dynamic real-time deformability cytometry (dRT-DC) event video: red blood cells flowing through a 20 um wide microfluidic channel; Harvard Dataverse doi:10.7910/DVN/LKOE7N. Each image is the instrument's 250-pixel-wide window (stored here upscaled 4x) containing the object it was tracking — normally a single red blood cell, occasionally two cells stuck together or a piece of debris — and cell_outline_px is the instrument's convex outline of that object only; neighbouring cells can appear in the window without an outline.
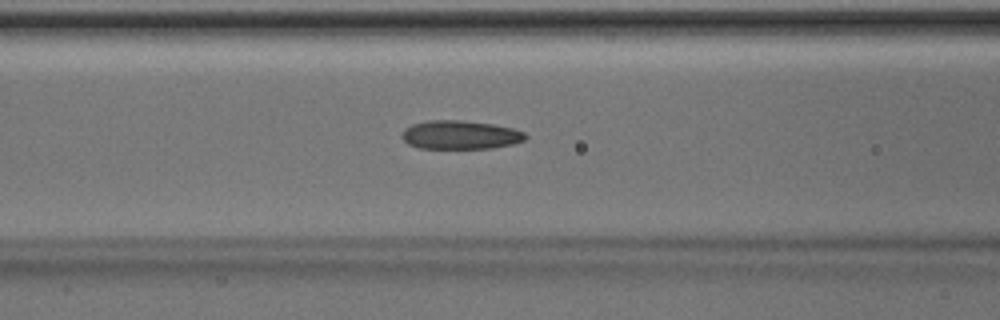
{"species": "Egyptian fruit bat (a non-hibernating species)", "species_latin": "Rousettus aegyptiacus", "temperature_condition": "room temperature", "stored_images_in_passage": 33, "camera_frame_rate_fps": 3000, "um_per_image_px": 0.085, "animal": {"sex": "male"}, "frame": {"image": 1, "passage_image": 13, "time_ms": 4.0, "image_size_px": [1000, 320], "cell_outline_px": [[528, 136], [524, 140], [512, 144], [492, 148], [420, 148], [408, 144], [400, 136], [404, 128], [412, 124], [428, 120], [460, 120], [492, 124], [512, 128], [524, 132]], "centroid_in_image_um": [39.1, 11.46], "position_along_channel_um": 127.5, "area_um2": 20.63}}
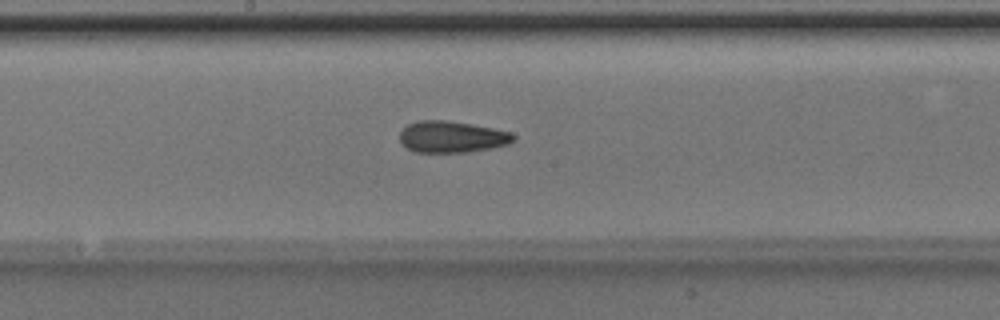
{"frame": {"image": 2, "passage_image": 19, "time_ms": 6.0, "image_size_px": [1000, 320], "cell_outline_px": [[516, 140], [508, 144], [492, 148], [464, 152], [416, 152], [404, 148], [400, 144], [400, 132], [408, 124], [416, 120], [448, 120], [472, 124], [512, 132], [516, 136]], "centroid_in_image_um": [38.4, 11.63], "position_along_channel_um": 209.8, "area_um2": 21.15}}
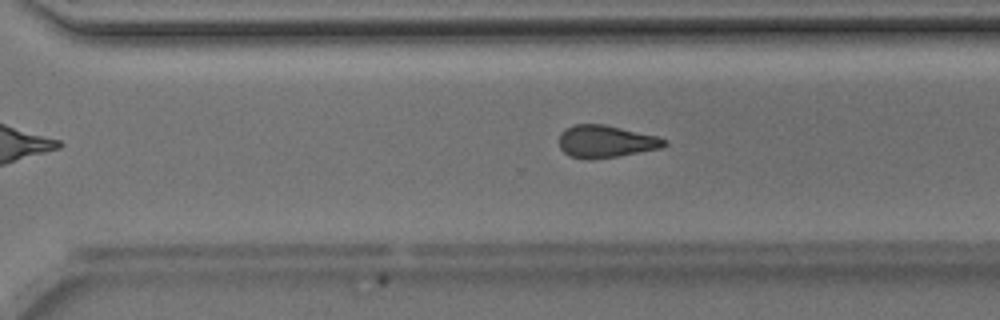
{"frame": {"image": 3, "passage_image": 27, "time_ms": 8.667, "image_size_px": [1000, 320], "cell_outline_px": [[668, 144], [660, 148], [616, 156], [592, 160], [588, 160], [568, 156], [560, 148], [560, 132], [564, 128], [572, 124], [604, 124], [656, 136], [668, 140]], "centroid_in_image_um": [51.45, 12.02], "position_along_channel_um": 319.2, "area_um2": 19.88}}